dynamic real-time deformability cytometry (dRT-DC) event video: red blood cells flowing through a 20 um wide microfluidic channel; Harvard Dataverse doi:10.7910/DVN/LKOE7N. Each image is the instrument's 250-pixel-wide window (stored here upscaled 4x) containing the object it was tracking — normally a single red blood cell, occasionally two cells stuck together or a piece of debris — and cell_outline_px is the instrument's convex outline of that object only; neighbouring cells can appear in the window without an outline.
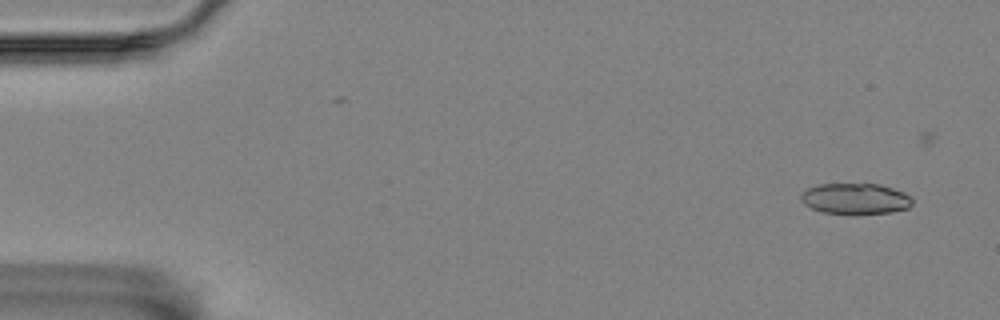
{"species": "Egyptian fruit bat (a non-hibernating species)", "species_latin": "Rousettus aegyptiacus", "temperature_condition": "room temperature", "stored_images_in_passage": 7, "camera_frame_rate_fps": 3000, "um_per_image_px": 0.085, "animal": {"sex": "female"}, "frame": {"image": 1, "passage_image": 1, "time_ms": 0.0, "image_size_px": [1000, 320], "cell_outline_px": [[912, 204], [908, 208], [892, 212], [852, 216], [824, 212], [812, 208], [804, 204], [800, 200], [800, 196], [808, 188], [820, 184], [880, 184], [904, 192], [912, 200]], "centroid_in_image_um": [72.71, 16.92], "position_along_channel_um": 12.3, "area_um2": 20.4}}
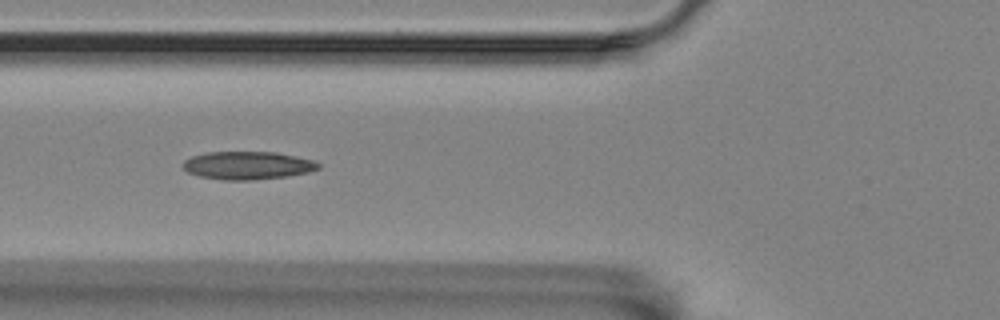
{"frame": {"image": 2, "passage_image": 6, "time_ms": 6.0, "image_size_px": [1000, 320], "cell_outline_px": [[320, 168], [308, 172], [288, 176], [252, 180], [224, 180], [200, 176], [188, 172], [180, 164], [184, 160], [192, 156], [208, 152], [276, 152], [296, 156], [312, 160], [320, 164]], "centroid_in_image_um": [21.03, 14.06], "position_along_channel_um": 104.8, "area_um2": 22.08}}
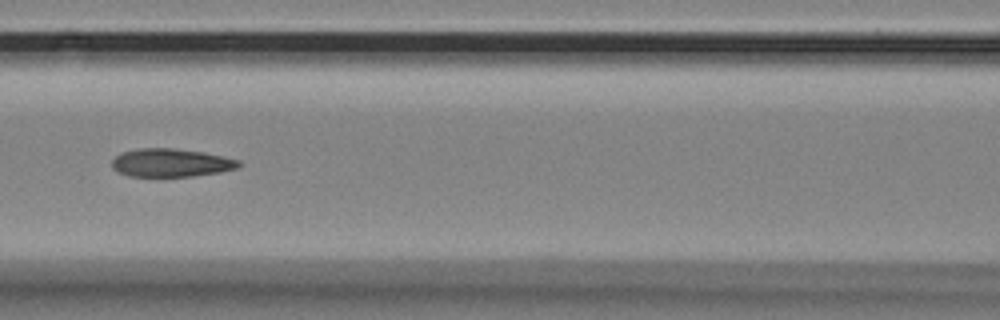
{"frame": {"image": 3, "passage_image": 7, "time_ms": 7.333, "image_size_px": [1000, 320], "cell_outline_px": [[240, 164], [236, 168], [220, 172], [192, 176], [128, 176], [116, 172], [112, 168], [112, 160], [116, 156], [124, 152], [136, 148], [172, 148], [204, 152], [224, 156], [240, 160]], "centroid_in_image_um": [14.51, 13.83], "position_along_channel_um": 152.1, "area_um2": 20.87}}